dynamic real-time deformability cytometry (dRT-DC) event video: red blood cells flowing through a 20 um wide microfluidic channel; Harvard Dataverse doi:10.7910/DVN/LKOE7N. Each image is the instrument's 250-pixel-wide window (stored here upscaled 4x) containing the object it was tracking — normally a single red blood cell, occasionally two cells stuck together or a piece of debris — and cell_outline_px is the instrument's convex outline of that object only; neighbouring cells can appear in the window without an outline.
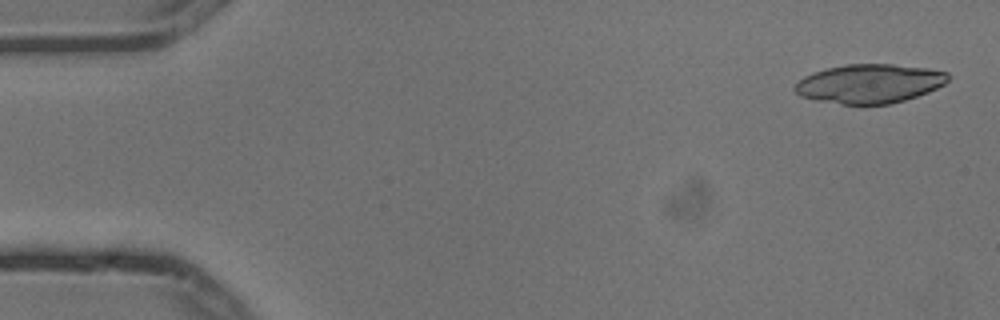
{"species": "common noctule bat (a hibernating species)", "species_latin": "Nyctalus noctula", "temperature_condition": "cold", "stored_images_in_passage": 5, "camera_frame_rate_fps": 3000, "um_per_image_px": 0.085, "animal": {"sex": "male", "body_mass_g": 13.3}, "frame": {"image": 1, "passage_image": 1, "time_ms": 0.0, "image_size_px": [1000, 320], "cell_outline_px": [[948, 80], [944, 84], [928, 92], [904, 100], [888, 104], [840, 104], [816, 100], [800, 96], [792, 88], [804, 76], [812, 72], [844, 64], [892, 64], [928, 68], [948, 72]], "centroid_in_image_um": [73.89, 7.1], "position_along_channel_um": 11.1, "area_um2": 34.8}}